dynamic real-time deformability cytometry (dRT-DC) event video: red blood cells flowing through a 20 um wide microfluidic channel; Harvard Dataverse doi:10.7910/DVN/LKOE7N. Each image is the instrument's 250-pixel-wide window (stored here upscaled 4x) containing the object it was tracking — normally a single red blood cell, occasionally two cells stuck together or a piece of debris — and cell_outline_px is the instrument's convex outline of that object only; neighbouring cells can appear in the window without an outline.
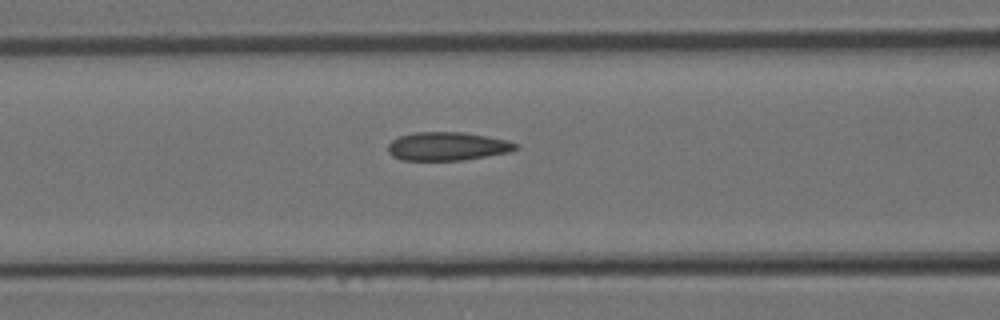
{"species": "Egyptian fruit bat (a non-hibernating species)", "species_latin": "Rousettus aegyptiacus", "temperature_condition": "room temperature", "stored_images_in_passage": 27, "camera_frame_rate_fps": 3000, "um_per_image_px": 0.085, "animal": {"sex": "female"}, "frame": {"image": 1, "passage_image": 12, "time_ms": 3.667, "image_size_px": [1000, 320], "cell_outline_px": [[520, 148], [508, 152], [464, 160], [400, 160], [392, 156], [388, 152], [388, 144], [392, 140], [400, 136], [416, 132], [464, 132], [508, 140], [520, 144]], "centroid_in_image_um": [38.04, 12.43], "position_along_channel_um": 128.6, "area_um2": 21.27}}
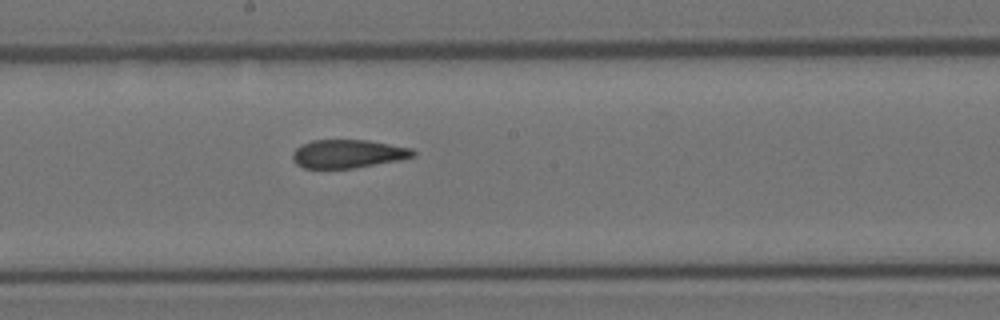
{"frame": {"image": 2, "passage_image": 17, "time_ms": 5.333, "image_size_px": [1000, 320], "cell_outline_px": [[416, 156], [400, 160], [352, 168], [304, 168], [296, 164], [292, 160], [292, 152], [300, 144], [312, 140], [368, 140], [412, 148], [416, 152]], "centroid_in_image_um": [29.56, 13.07], "position_along_channel_um": 218.6, "area_um2": 20.06}}
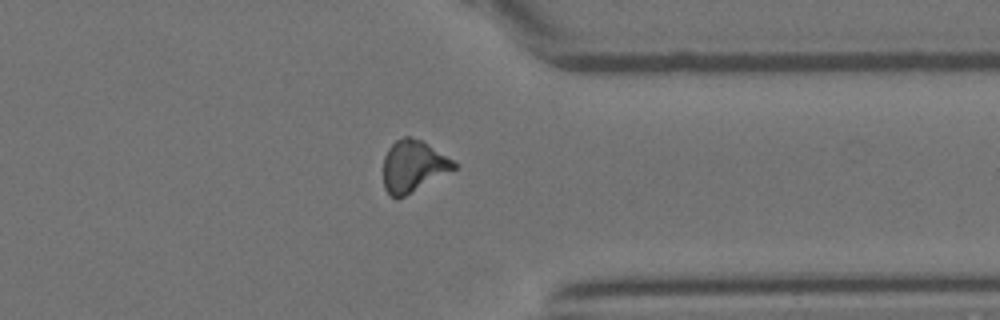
{"frame": {"image": 3, "passage_image": 26, "time_ms": 8.333, "image_size_px": [1000, 320], "cell_outline_px": [[456, 168], [404, 196], [396, 200], [384, 188], [384, 156], [388, 148], [396, 140], [404, 136], [412, 136], [428, 144], [452, 160], [456, 164]], "centroid_in_image_um": [35.09, 14.11], "position_along_channel_um": 376.3, "area_um2": 20.87}}